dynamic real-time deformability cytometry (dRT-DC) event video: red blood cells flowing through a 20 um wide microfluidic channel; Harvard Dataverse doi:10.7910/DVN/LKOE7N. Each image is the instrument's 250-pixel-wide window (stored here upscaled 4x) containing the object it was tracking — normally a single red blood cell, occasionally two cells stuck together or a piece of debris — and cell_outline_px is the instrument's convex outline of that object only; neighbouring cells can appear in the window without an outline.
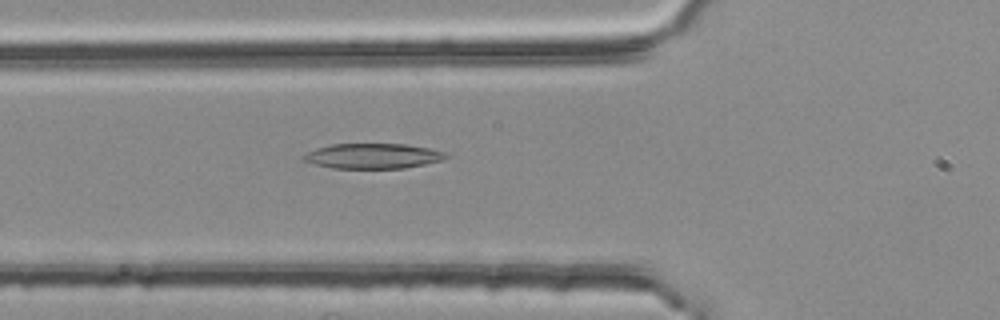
{"species": "common noctule bat (a hibernating species)", "species_latin": "Nyctalus noctula", "temperature_condition": "room temperature", "stored_images_in_passage": 54, "camera_frame_rate_fps": 3000, "um_per_image_px": 0.085, "animal": {"sex": "female", "body_mass_g": 25.1}, "frame": {"image": 1, "passage_image": 19, "time_ms": 6.0, "image_size_px": [1000, 320], "cell_outline_px": [[448, 156], [440, 160], [424, 164], [404, 168], [332, 168], [300, 160], [300, 156], [316, 148], [332, 144], [404, 144], [428, 148], [444, 152]], "centroid_in_image_um": [31.62, 13.26], "position_along_channel_um": 94.2, "area_um2": 20.69}}
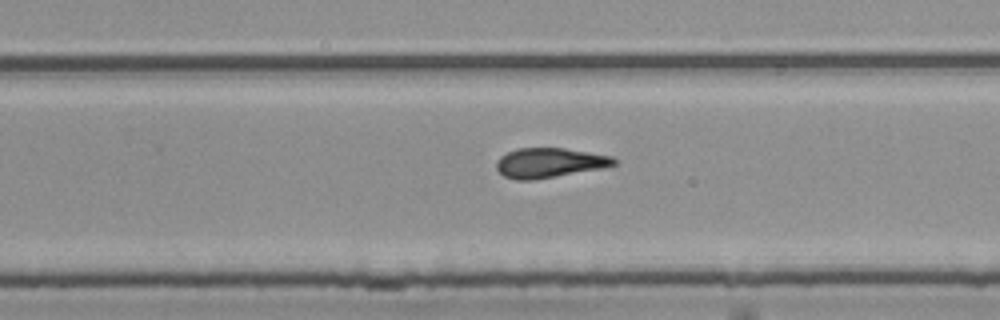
{"frame": {"image": 2, "passage_image": 34, "time_ms": 11.0, "image_size_px": [1000, 320], "cell_outline_px": [[616, 164], [604, 168], [536, 180], [516, 180], [504, 176], [496, 168], [496, 160], [500, 156], [516, 148], [564, 148], [612, 156], [616, 160]], "centroid_in_image_um": [46.69, 13.84], "position_along_channel_um": 283.1, "area_um2": 20.52}}
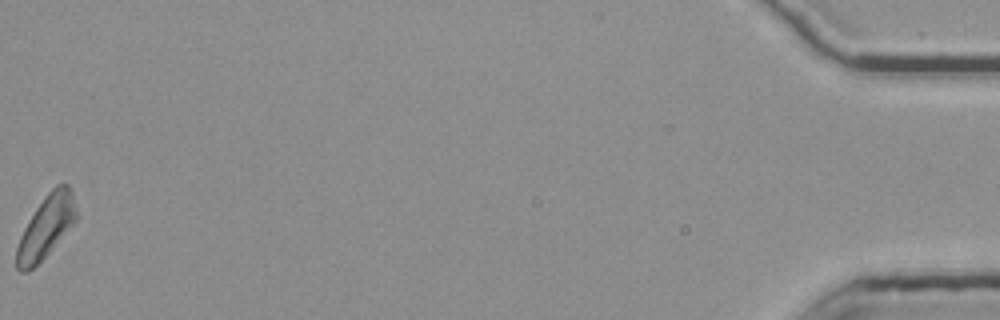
{"frame": {"image": 3, "passage_image": 54, "time_ms": 17.667, "image_size_px": [1000, 320], "cell_outline_px": [[76, 220], [48, 252], [28, 272], [20, 272], [16, 268], [16, 248], [20, 236], [24, 228], [36, 208], [44, 196], [56, 184], [68, 184], [72, 192], [76, 208]], "centroid_in_image_um": [3.89, 19.27], "position_along_channel_um": 431.3, "area_um2": 21.21}, "authors_computed_cell_mechanics": {"area_um2": 21.1837, "velocity_mm_per_s": 3.7838, "shape_relaxation_time_tau1_ms": 6.034, "shape_relaxation_time_tau2_ms": 3.6319, "deformation_change_tau1": 0.1721, "deformation_change_tau2": 0.1441}}